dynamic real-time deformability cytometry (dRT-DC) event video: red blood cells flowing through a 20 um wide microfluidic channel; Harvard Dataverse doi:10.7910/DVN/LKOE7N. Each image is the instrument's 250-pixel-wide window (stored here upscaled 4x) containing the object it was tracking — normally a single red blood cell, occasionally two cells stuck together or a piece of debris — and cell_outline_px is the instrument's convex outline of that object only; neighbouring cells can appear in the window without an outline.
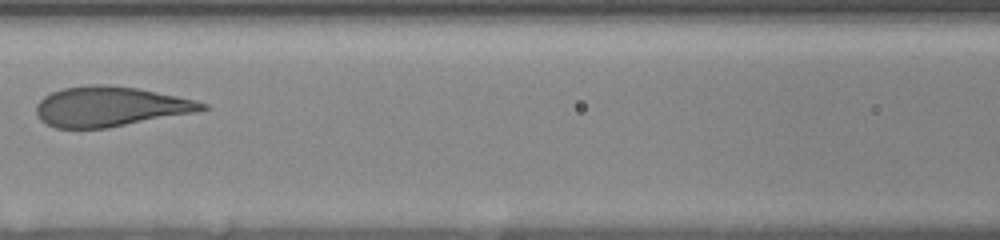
{"species": "human", "species_latin": "Homo sapiens", "temperature_condition": "room temperature", "stored_images_in_passage": 9, "camera_frame_rate_fps": 3000, "um_per_image_px": 0.085, "donor": {"sex": "female"}, "frame": {"image": 1, "passage_image": 6, "time_ms": 6.0, "image_size_px": [1000, 240], "cell_outline_px": [[208, 108], [196, 112], [108, 128], [56, 128], [40, 120], [36, 116], [36, 104], [44, 96], [52, 92], [64, 88], [88, 84], [104, 84], [140, 88], [196, 100], [208, 104]], "centroid_in_image_um": [9.36, 9.05], "position_along_channel_um": 157.2, "area_um2": 38.78}}
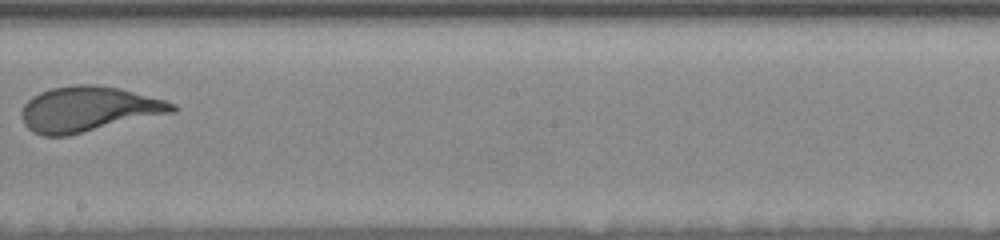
{"frame": {"image": 2, "passage_image": 8, "time_ms": 8.333, "image_size_px": [1000, 240], "cell_outline_px": [[180, 108], [176, 112], [68, 136], [44, 136], [28, 128], [24, 124], [20, 116], [20, 112], [24, 104], [32, 96], [40, 92], [52, 88], [76, 84], [92, 84], [120, 88], [164, 100], [176, 104]], "centroid_in_image_um": [7.53, 9.28], "position_along_channel_um": 240.7, "area_um2": 39.94}}
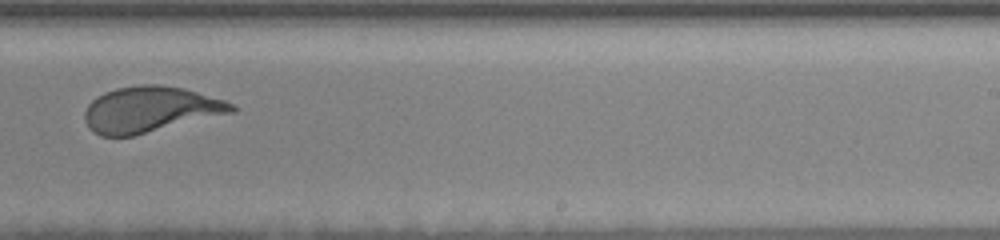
{"frame": {"image": 3, "passage_image": 9, "time_ms": 9.333, "image_size_px": [1000, 240], "cell_outline_px": [[236, 112], [132, 136], [100, 136], [88, 128], [84, 120], [84, 112], [88, 104], [96, 96], [104, 92], [116, 88], [140, 84], [160, 84], [184, 88], [224, 100], [232, 104], [236, 108]], "centroid_in_image_um": [12.74, 9.3], "position_along_channel_um": 276.3, "area_um2": 39.42}}